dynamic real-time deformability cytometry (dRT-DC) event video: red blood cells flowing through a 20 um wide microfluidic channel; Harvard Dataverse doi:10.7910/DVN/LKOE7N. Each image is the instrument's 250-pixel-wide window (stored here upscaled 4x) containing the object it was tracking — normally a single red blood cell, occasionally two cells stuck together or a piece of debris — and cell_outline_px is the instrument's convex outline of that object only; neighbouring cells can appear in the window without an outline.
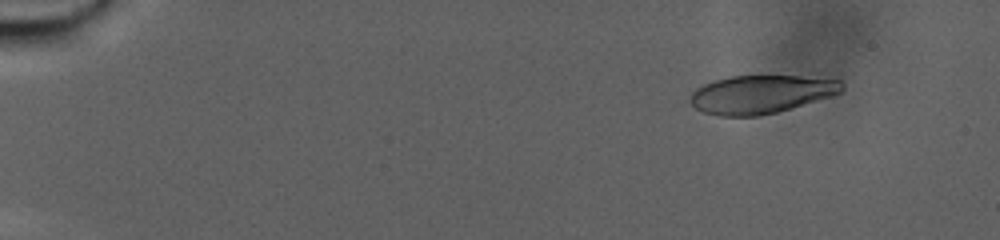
{"species": "human", "species_latin": "Homo sapiens", "temperature_condition": "warm", "stored_images_in_passage": 81, "camera_frame_rate_fps": 3000, "um_per_image_px": 0.085, "donor": {"sex": "male"}, "frame": {"image": 1, "passage_image": 1, "time_ms": 0.0, "image_size_px": [1000, 240], "cell_outline_px": [[844, 92], [832, 96], [776, 112], [760, 116], [720, 116], [704, 112], [696, 108], [688, 100], [692, 92], [696, 88], [712, 80], [728, 76], [800, 76], [840, 80], [844, 84]], "centroid_in_image_um": [64.68, 8.01], "position_along_channel_um": 20.3, "area_um2": 33.93}}
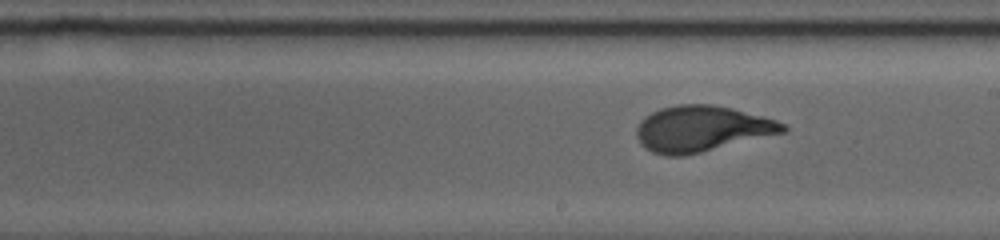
{"frame": {"image": 2, "passage_image": 45, "time_ms": 14.667, "image_size_px": [1000, 240], "cell_outline_px": [[788, 128], [784, 132], [684, 156], [664, 156], [652, 152], [636, 136], [636, 128], [640, 120], [644, 116], [660, 108], [676, 104], [712, 104], [732, 108], [776, 120], [784, 124]], "centroid_in_image_um": [59.61, 10.93], "position_along_channel_um": 229.4, "area_um2": 38.84}}
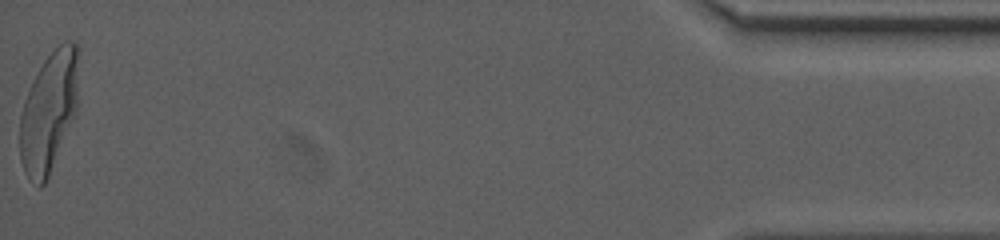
{"frame": {"image": 3, "passage_image": 81, "time_ms": 26.667, "image_size_px": [1000, 240], "cell_outline_px": [[80, 52], [76, 108], [48, 176], [44, 184], [40, 188], [28, 180], [24, 172], [20, 160], [20, 116], [24, 100], [44, 60], [64, 40], [72, 40], [76, 44]], "centroid_in_image_um": [4.15, 9.47], "position_along_channel_um": 431.1, "area_um2": 40.63}, "authors_computed_cell_mechanics": {"area_um2": 37.859, "velocity_mm_per_s": 2.3721, "shape_relaxation_time_tau1_ms": 7.4681, "shape_relaxation_time_tau2_ms": null, "deformation_change_tau1": 0.2445, "deformation_change_tau2": null}}